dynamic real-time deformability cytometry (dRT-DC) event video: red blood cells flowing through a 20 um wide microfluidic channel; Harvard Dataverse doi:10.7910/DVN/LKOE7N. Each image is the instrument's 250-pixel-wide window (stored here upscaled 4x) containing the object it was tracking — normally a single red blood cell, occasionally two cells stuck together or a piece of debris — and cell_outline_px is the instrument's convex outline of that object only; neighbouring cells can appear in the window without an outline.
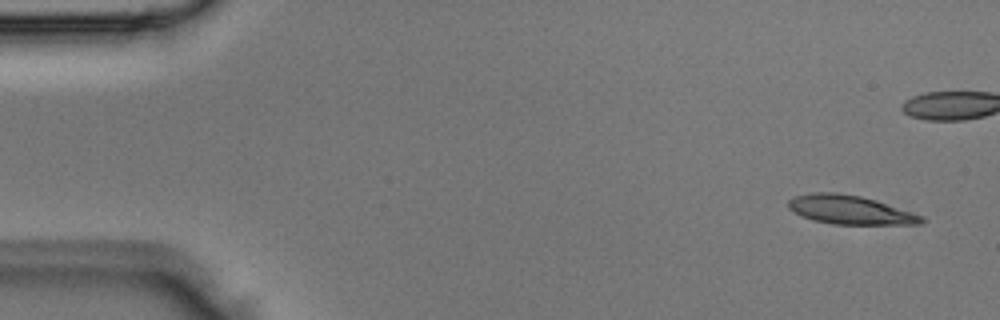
{"species": "Egyptian fruit bat (a non-hibernating species)", "species_latin": "Rousettus aegyptiacus", "temperature_condition": "room temperature", "stored_images_in_passage": 5, "camera_frame_rate_fps": 3000, "um_per_image_px": 0.085, "animal": {"sex": "male"}, "frame": {"image": 1, "passage_image": 1, "time_ms": 0.0, "image_size_px": [1000, 320], "cell_outline_px": [[928, 220], [920, 224], [832, 224], [812, 220], [800, 216], [788, 208], [788, 200], [796, 196], [812, 192], [836, 192], [860, 196], [924, 216]], "centroid_in_image_um": [72.23, 17.84], "position_along_channel_um": 12.8, "area_um2": 22.25}}